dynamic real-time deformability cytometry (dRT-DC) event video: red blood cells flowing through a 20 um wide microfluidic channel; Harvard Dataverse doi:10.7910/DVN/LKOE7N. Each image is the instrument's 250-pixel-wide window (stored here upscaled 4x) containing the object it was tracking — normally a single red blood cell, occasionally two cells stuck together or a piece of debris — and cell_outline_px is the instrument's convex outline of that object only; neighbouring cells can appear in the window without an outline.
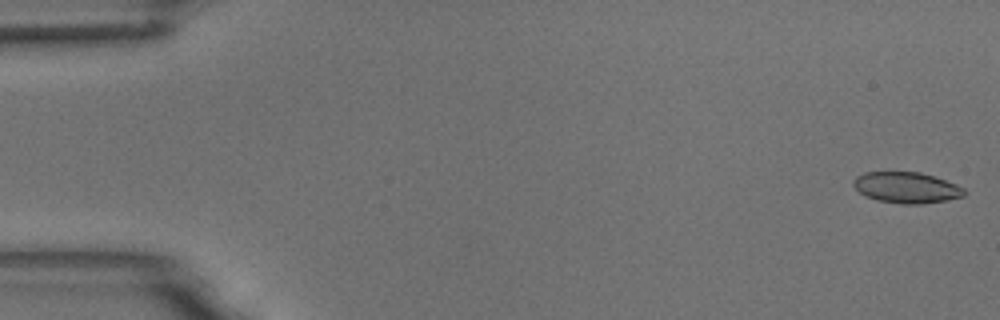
{"species": "common noctule bat (a hibernating species)", "species_latin": "Nyctalus noctula", "temperature_condition": "room temperature", "stored_images_in_passage": 58, "camera_frame_rate_fps": 3000, "um_per_image_px": 0.085, "animal": {"sex": "male", "body_mass_g": 18.8}, "frame": {"image": 1, "passage_image": 1, "time_ms": 0.0, "image_size_px": [1000, 320], "cell_outline_px": [[968, 192], [964, 196], [944, 200], [920, 204], [904, 204], [876, 200], [864, 196], [852, 184], [852, 180], [856, 176], [864, 172], [920, 172], [956, 184], [964, 188]], "centroid_in_image_um": [77.03, 15.94], "position_along_channel_um": 8.0, "area_um2": 20.0}}
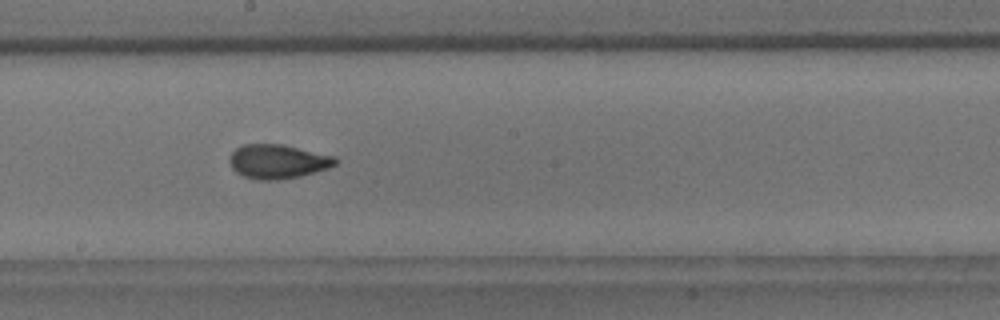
{"frame": {"image": 2, "passage_image": 32, "time_ms": 10.333, "image_size_px": [1000, 320], "cell_outline_px": [[340, 160], [336, 164], [328, 168], [316, 172], [300, 176], [276, 180], [256, 180], [244, 176], [236, 172], [232, 168], [228, 160], [228, 156], [236, 148], [244, 144], [284, 144], [336, 156]], "centroid_in_image_um": [23.62, 13.72], "position_along_channel_um": 224.6, "area_um2": 21.39}}
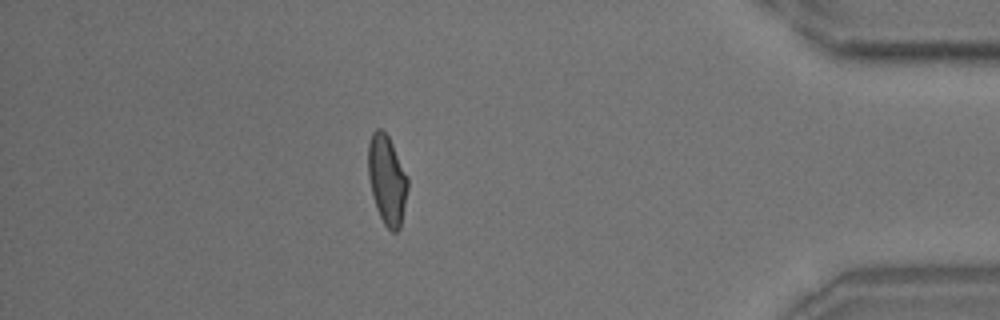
{"frame": {"image": 3, "passage_image": 51, "time_ms": 16.667, "image_size_px": [1000, 320], "cell_outline_px": [[408, 188], [400, 228], [396, 232], [392, 232], [384, 224], [376, 208], [368, 176], [368, 144], [372, 132], [376, 128], [380, 128], [388, 136], [408, 176]], "centroid_in_image_um": [32.89, 15.28], "position_along_channel_um": 402.3, "area_um2": 20.52}, "authors_computed_cell_mechanics": {"area_um2": 20.4901, "velocity_mm_per_s": 3.4641, "shape_relaxation_time_tau1_ms": 9.9151, "shape_relaxation_time_tau2_ms": 1.4451, "deformation_change_tau1": 0.2159, "deformation_change_tau2": 0.0754}}